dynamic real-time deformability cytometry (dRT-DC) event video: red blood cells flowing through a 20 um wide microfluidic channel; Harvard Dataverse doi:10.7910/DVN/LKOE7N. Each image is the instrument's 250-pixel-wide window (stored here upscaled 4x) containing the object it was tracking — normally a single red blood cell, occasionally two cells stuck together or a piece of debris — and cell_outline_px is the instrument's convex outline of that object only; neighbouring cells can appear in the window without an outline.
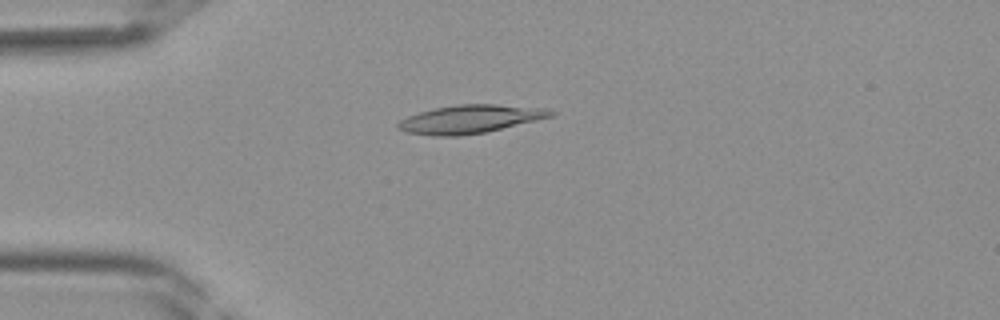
{"species": "Egyptian fruit bat (a non-hibernating species)", "species_latin": "Rousettus aegyptiacus", "temperature_condition": "room temperature", "stored_images_in_passage": 37, "camera_frame_rate_fps": 3000, "um_per_image_px": 0.085, "frame": {"image": 1, "passage_image": 7, "time_ms": 2.0, "image_size_px": [1000, 320], "cell_outline_px": [[556, 112], [552, 116], [536, 120], [484, 132], [460, 136], [432, 136], [404, 132], [396, 128], [396, 124], [400, 120], [408, 116], [420, 112], [436, 108], [456, 104], [496, 104], [548, 108]], "centroid_in_image_um": [39.93, 10.12], "position_along_channel_um": 45.1, "area_um2": 25.14}}
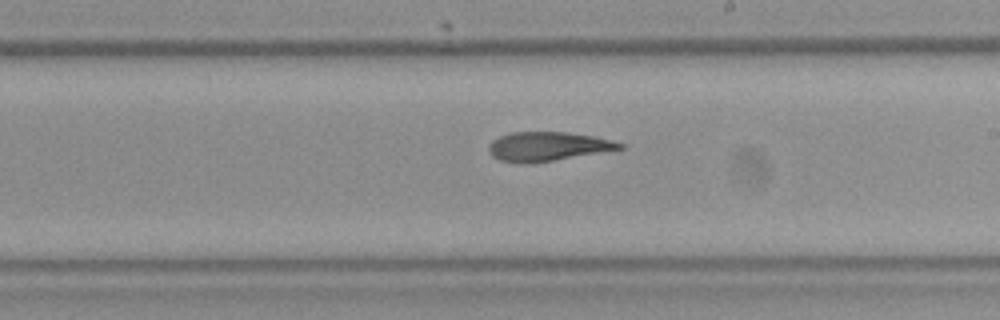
{"frame": {"image": 2, "passage_image": 20, "time_ms": 6.333, "image_size_px": [1000, 320], "cell_outline_px": [[624, 148], [532, 164], [520, 164], [500, 160], [492, 156], [488, 152], [488, 144], [492, 140], [500, 136], [512, 132], [568, 132], [596, 136], [612, 140], [624, 144]], "centroid_in_image_um": [46.52, 12.45], "position_along_channel_um": 242.5, "area_um2": 22.43}}
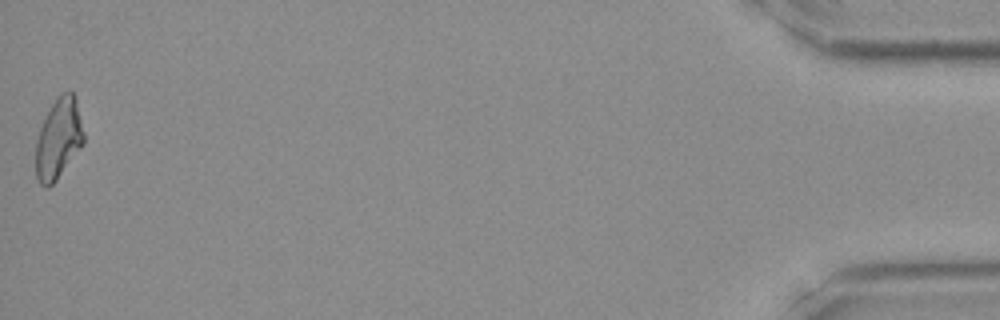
{"frame": {"image": 3, "passage_image": 37, "time_ms": 12.0, "image_size_px": [1000, 320], "cell_outline_px": [[84, 144], [56, 180], [48, 188], [44, 188], [40, 184], [36, 176], [36, 140], [40, 128], [56, 96], [60, 92], [72, 92], [76, 96], [84, 132]], "centroid_in_image_um": [4.99, 11.78], "position_along_channel_um": 430.2, "area_um2": 22.6}}